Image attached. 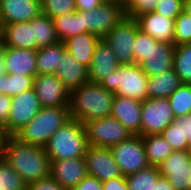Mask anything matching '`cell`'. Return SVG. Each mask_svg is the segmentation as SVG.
<instances>
[{
	"label": "cell",
	"instance_id": "7c38bea8",
	"mask_svg": "<svg viewBox=\"0 0 191 190\" xmlns=\"http://www.w3.org/2000/svg\"><path fill=\"white\" fill-rule=\"evenodd\" d=\"M33 89L41 107H69L70 92L55 74L36 75Z\"/></svg>",
	"mask_w": 191,
	"mask_h": 190
},
{
	"label": "cell",
	"instance_id": "d4e9b609",
	"mask_svg": "<svg viewBox=\"0 0 191 190\" xmlns=\"http://www.w3.org/2000/svg\"><path fill=\"white\" fill-rule=\"evenodd\" d=\"M183 82L174 69L162 72L157 76L148 77V98H168Z\"/></svg>",
	"mask_w": 191,
	"mask_h": 190
},
{
	"label": "cell",
	"instance_id": "7bdbcfd3",
	"mask_svg": "<svg viewBox=\"0 0 191 190\" xmlns=\"http://www.w3.org/2000/svg\"><path fill=\"white\" fill-rule=\"evenodd\" d=\"M71 190H103L102 182L96 177L87 175L78 185Z\"/></svg>",
	"mask_w": 191,
	"mask_h": 190
},
{
	"label": "cell",
	"instance_id": "5b68a950",
	"mask_svg": "<svg viewBox=\"0 0 191 190\" xmlns=\"http://www.w3.org/2000/svg\"><path fill=\"white\" fill-rule=\"evenodd\" d=\"M148 76L139 64H121L100 85L115 95L144 101L147 94Z\"/></svg>",
	"mask_w": 191,
	"mask_h": 190
},
{
	"label": "cell",
	"instance_id": "7402d4cb",
	"mask_svg": "<svg viewBox=\"0 0 191 190\" xmlns=\"http://www.w3.org/2000/svg\"><path fill=\"white\" fill-rule=\"evenodd\" d=\"M0 42L6 47L36 50L33 26L30 22L2 25Z\"/></svg>",
	"mask_w": 191,
	"mask_h": 190
},
{
	"label": "cell",
	"instance_id": "ffe728a7",
	"mask_svg": "<svg viewBox=\"0 0 191 190\" xmlns=\"http://www.w3.org/2000/svg\"><path fill=\"white\" fill-rule=\"evenodd\" d=\"M37 50L4 46L7 74L35 77L37 75Z\"/></svg>",
	"mask_w": 191,
	"mask_h": 190
},
{
	"label": "cell",
	"instance_id": "c3c4849f",
	"mask_svg": "<svg viewBox=\"0 0 191 190\" xmlns=\"http://www.w3.org/2000/svg\"><path fill=\"white\" fill-rule=\"evenodd\" d=\"M7 74L5 60H4V46L0 42V76Z\"/></svg>",
	"mask_w": 191,
	"mask_h": 190
},
{
	"label": "cell",
	"instance_id": "603a6c76",
	"mask_svg": "<svg viewBox=\"0 0 191 190\" xmlns=\"http://www.w3.org/2000/svg\"><path fill=\"white\" fill-rule=\"evenodd\" d=\"M57 78L69 92L88 82V68L79 63L73 55L65 51L61 56L60 67L57 69Z\"/></svg>",
	"mask_w": 191,
	"mask_h": 190
},
{
	"label": "cell",
	"instance_id": "3957f363",
	"mask_svg": "<svg viewBox=\"0 0 191 190\" xmlns=\"http://www.w3.org/2000/svg\"><path fill=\"white\" fill-rule=\"evenodd\" d=\"M87 148L84 124L74 119L59 128L45 146L50 161L85 157Z\"/></svg>",
	"mask_w": 191,
	"mask_h": 190
},
{
	"label": "cell",
	"instance_id": "d6986e66",
	"mask_svg": "<svg viewBox=\"0 0 191 190\" xmlns=\"http://www.w3.org/2000/svg\"><path fill=\"white\" fill-rule=\"evenodd\" d=\"M175 45L157 42L145 59L139 64L148 77L157 76L164 71L173 69Z\"/></svg>",
	"mask_w": 191,
	"mask_h": 190
},
{
	"label": "cell",
	"instance_id": "52a82bcc",
	"mask_svg": "<svg viewBox=\"0 0 191 190\" xmlns=\"http://www.w3.org/2000/svg\"><path fill=\"white\" fill-rule=\"evenodd\" d=\"M124 17L122 2L105 0L96 9L83 12L85 32L97 35L101 39Z\"/></svg>",
	"mask_w": 191,
	"mask_h": 190
},
{
	"label": "cell",
	"instance_id": "4fadbf2b",
	"mask_svg": "<svg viewBox=\"0 0 191 190\" xmlns=\"http://www.w3.org/2000/svg\"><path fill=\"white\" fill-rule=\"evenodd\" d=\"M159 173L166 177L175 190L191 189V158L187 151H174L157 166Z\"/></svg>",
	"mask_w": 191,
	"mask_h": 190
},
{
	"label": "cell",
	"instance_id": "9c48e42d",
	"mask_svg": "<svg viewBox=\"0 0 191 190\" xmlns=\"http://www.w3.org/2000/svg\"><path fill=\"white\" fill-rule=\"evenodd\" d=\"M41 104L34 89L12 96L8 122L3 126L6 137L19 133L41 110Z\"/></svg>",
	"mask_w": 191,
	"mask_h": 190
},
{
	"label": "cell",
	"instance_id": "cb8c5ba5",
	"mask_svg": "<svg viewBox=\"0 0 191 190\" xmlns=\"http://www.w3.org/2000/svg\"><path fill=\"white\" fill-rule=\"evenodd\" d=\"M100 39L97 35L85 32L69 37L63 43L68 53L73 55L79 63L89 68Z\"/></svg>",
	"mask_w": 191,
	"mask_h": 190
},
{
	"label": "cell",
	"instance_id": "816d5d0a",
	"mask_svg": "<svg viewBox=\"0 0 191 190\" xmlns=\"http://www.w3.org/2000/svg\"><path fill=\"white\" fill-rule=\"evenodd\" d=\"M187 154L188 156L191 158V141L188 143V147H187Z\"/></svg>",
	"mask_w": 191,
	"mask_h": 190
},
{
	"label": "cell",
	"instance_id": "83f0119b",
	"mask_svg": "<svg viewBox=\"0 0 191 190\" xmlns=\"http://www.w3.org/2000/svg\"><path fill=\"white\" fill-rule=\"evenodd\" d=\"M148 164L158 166L174 152L170 144L160 134L142 136Z\"/></svg>",
	"mask_w": 191,
	"mask_h": 190
},
{
	"label": "cell",
	"instance_id": "4dcf8cb0",
	"mask_svg": "<svg viewBox=\"0 0 191 190\" xmlns=\"http://www.w3.org/2000/svg\"><path fill=\"white\" fill-rule=\"evenodd\" d=\"M32 76L5 74L0 76V94L17 96L33 88Z\"/></svg>",
	"mask_w": 191,
	"mask_h": 190
},
{
	"label": "cell",
	"instance_id": "ee69618b",
	"mask_svg": "<svg viewBox=\"0 0 191 190\" xmlns=\"http://www.w3.org/2000/svg\"><path fill=\"white\" fill-rule=\"evenodd\" d=\"M174 122L180 127L184 138L191 141V113L175 118Z\"/></svg>",
	"mask_w": 191,
	"mask_h": 190
},
{
	"label": "cell",
	"instance_id": "1f68e13d",
	"mask_svg": "<svg viewBox=\"0 0 191 190\" xmlns=\"http://www.w3.org/2000/svg\"><path fill=\"white\" fill-rule=\"evenodd\" d=\"M173 69L183 83L191 84V43L175 46Z\"/></svg>",
	"mask_w": 191,
	"mask_h": 190
},
{
	"label": "cell",
	"instance_id": "7a4b0ae2",
	"mask_svg": "<svg viewBox=\"0 0 191 190\" xmlns=\"http://www.w3.org/2000/svg\"><path fill=\"white\" fill-rule=\"evenodd\" d=\"M115 94L99 83L86 82L70 92V118L81 123L111 115Z\"/></svg>",
	"mask_w": 191,
	"mask_h": 190
},
{
	"label": "cell",
	"instance_id": "f907efd6",
	"mask_svg": "<svg viewBox=\"0 0 191 190\" xmlns=\"http://www.w3.org/2000/svg\"><path fill=\"white\" fill-rule=\"evenodd\" d=\"M183 12L191 16V0H184Z\"/></svg>",
	"mask_w": 191,
	"mask_h": 190
},
{
	"label": "cell",
	"instance_id": "ac0fdd59",
	"mask_svg": "<svg viewBox=\"0 0 191 190\" xmlns=\"http://www.w3.org/2000/svg\"><path fill=\"white\" fill-rule=\"evenodd\" d=\"M121 64L112 52L110 46L102 38L97 43L93 54L92 63L88 68V80L93 83H101Z\"/></svg>",
	"mask_w": 191,
	"mask_h": 190
},
{
	"label": "cell",
	"instance_id": "836d02e7",
	"mask_svg": "<svg viewBox=\"0 0 191 190\" xmlns=\"http://www.w3.org/2000/svg\"><path fill=\"white\" fill-rule=\"evenodd\" d=\"M28 184L5 161L0 158V190H27Z\"/></svg>",
	"mask_w": 191,
	"mask_h": 190
},
{
	"label": "cell",
	"instance_id": "9a60e30c",
	"mask_svg": "<svg viewBox=\"0 0 191 190\" xmlns=\"http://www.w3.org/2000/svg\"><path fill=\"white\" fill-rule=\"evenodd\" d=\"M50 162V175L65 190L73 189L88 175L85 157Z\"/></svg>",
	"mask_w": 191,
	"mask_h": 190
},
{
	"label": "cell",
	"instance_id": "d6a6232c",
	"mask_svg": "<svg viewBox=\"0 0 191 190\" xmlns=\"http://www.w3.org/2000/svg\"><path fill=\"white\" fill-rule=\"evenodd\" d=\"M168 99L175 118L191 113V84L183 83Z\"/></svg>",
	"mask_w": 191,
	"mask_h": 190
},
{
	"label": "cell",
	"instance_id": "8992f818",
	"mask_svg": "<svg viewBox=\"0 0 191 190\" xmlns=\"http://www.w3.org/2000/svg\"><path fill=\"white\" fill-rule=\"evenodd\" d=\"M84 127L88 146L110 148L133 136L111 115L85 122Z\"/></svg>",
	"mask_w": 191,
	"mask_h": 190
},
{
	"label": "cell",
	"instance_id": "74e56055",
	"mask_svg": "<svg viewBox=\"0 0 191 190\" xmlns=\"http://www.w3.org/2000/svg\"><path fill=\"white\" fill-rule=\"evenodd\" d=\"M158 0H123L122 5L127 17L136 19L138 16L155 11Z\"/></svg>",
	"mask_w": 191,
	"mask_h": 190
},
{
	"label": "cell",
	"instance_id": "8fae6325",
	"mask_svg": "<svg viewBox=\"0 0 191 190\" xmlns=\"http://www.w3.org/2000/svg\"><path fill=\"white\" fill-rule=\"evenodd\" d=\"M113 158L122 176H128L149 166L142 136L133 135L129 139L110 147Z\"/></svg>",
	"mask_w": 191,
	"mask_h": 190
},
{
	"label": "cell",
	"instance_id": "5bb4252c",
	"mask_svg": "<svg viewBox=\"0 0 191 190\" xmlns=\"http://www.w3.org/2000/svg\"><path fill=\"white\" fill-rule=\"evenodd\" d=\"M85 160L87 174L96 177L102 183L122 176L110 148L88 146Z\"/></svg>",
	"mask_w": 191,
	"mask_h": 190
},
{
	"label": "cell",
	"instance_id": "f6af8a7d",
	"mask_svg": "<svg viewBox=\"0 0 191 190\" xmlns=\"http://www.w3.org/2000/svg\"><path fill=\"white\" fill-rule=\"evenodd\" d=\"M103 190H128L125 176L117 177L102 183Z\"/></svg>",
	"mask_w": 191,
	"mask_h": 190
},
{
	"label": "cell",
	"instance_id": "6da1fadb",
	"mask_svg": "<svg viewBox=\"0 0 191 190\" xmlns=\"http://www.w3.org/2000/svg\"><path fill=\"white\" fill-rule=\"evenodd\" d=\"M2 158L27 184L50 175L51 162L45 147L22 142L15 136L5 137Z\"/></svg>",
	"mask_w": 191,
	"mask_h": 190
},
{
	"label": "cell",
	"instance_id": "f1b7e54d",
	"mask_svg": "<svg viewBox=\"0 0 191 190\" xmlns=\"http://www.w3.org/2000/svg\"><path fill=\"white\" fill-rule=\"evenodd\" d=\"M33 26L36 50L41 47H47L59 42L54 27V21L51 17L40 14L30 21Z\"/></svg>",
	"mask_w": 191,
	"mask_h": 190
},
{
	"label": "cell",
	"instance_id": "f546056e",
	"mask_svg": "<svg viewBox=\"0 0 191 190\" xmlns=\"http://www.w3.org/2000/svg\"><path fill=\"white\" fill-rule=\"evenodd\" d=\"M160 175L157 166L149 165L145 169L125 176L128 190H154V184Z\"/></svg>",
	"mask_w": 191,
	"mask_h": 190
},
{
	"label": "cell",
	"instance_id": "2e32d148",
	"mask_svg": "<svg viewBox=\"0 0 191 190\" xmlns=\"http://www.w3.org/2000/svg\"><path fill=\"white\" fill-rule=\"evenodd\" d=\"M42 13L40 0H0V23L30 22Z\"/></svg>",
	"mask_w": 191,
	"mask_h": 190
},
{
	"label": "cell",
	"instance_id": "ab89813d",
	"mask_svg": "<svg viewBox=\"0 0 191 190\" xmlns=\"http://www.w3.org/2000/svg\"><path fill=\"white\" fill-rule=\"evenodd\" d=\"M184 0H158L155 12L164 17L174 19L183 12Z\"/></svg>",
	"mask_w": 191,
	"mask_h": 190
},
{
	"label": "cell",
	"instance_id": "30bf717a",
	"mask_svg": "<svg viewBox=\"0 0 191 190\" xmlns=\"http://www.w3.org/2000/svg\"><path fill=\"white\" fill-rule=\"evenodd\" d=\"M141 136L161 134L175 120L168 98L142 101Z\"/></svg>",
	"mask_w": 191,
	"mask_h": 190
},
{
	"label": "cell",
	"instance_id": "f35d334b",
	"mask_svg": "<svg viewBox=\"0 0 191 190\" xmlns=\"http://www.w3.org/2000/svg\"><path fill=\"white\" fill-rule=\"evenodd\" d=\"M174 151H186L189 141L184 138L180 127L173 121L161 134Z\"/></svg>",
	"mask_w": 191,
	"mask_h": 190
},
{
	"label": "cell",
	"instance_id": "44dd1931",
	"mask_svg": "<svg viewBox=\"0 0 191 190\" xmlns=\"http://www.w3.org/2000/svg\"><path fill=\"white\" fill-rule=\"evenodd\" d=\"M139 29L149 34L158 42L173 43L175 20L153 12L142 14L136 18Z\"/></svg>",
	"mask_w": 191,
	"mask_h": 190
},
{
	"label": "cell",
	"instance_id": "277c9868",
	"mask_svg": "<svg viewBox=\"0 0 191 190\" xmlns=\"http://www.w3.org/2000/svg\"><path fill=\"white\" fill-rule=\"evenodd\" d=\"M70 119L69 107H42L15 137L22 142L45 147L53 134Z\"/></svg>",
	"mask_w": 191,
	"mask_h": 190
},
{
	"label": "cell",
	"instance_id": "e0dca14e",
	"mask_svg": "<svg viewBox=\"0 0 191 190\" xmlns=\"http://www.w3.org/2000/svg\"><path fill=\"white\" fill-rule=\"evenodd\" d=\"M142 101L115 95L111 116L116 118L133 135L141 136Z\"/></svg>",
	"mask_w": 191,
	"mask_h": 190
},
{
	"label": "cell",
	"instance_id": "681fc988",
	"mask_svg": "<svg viewBox=\"0 0 191 190\" xmlns=\"http://www.w3.org/2000/svg\"><path fill=\"white\" fill-rule=\"evenodd\" d=\"M5 137L6 136L3 131V127H0V158H2V155H3V146H4Z\"/></svg>",
	"mask_w": 191,
	"mask_h": 190
},
{
	"label": "cell",
	"instance_id": "b9f144b4",
	"mask_svg": "<svg viewBox=\"0 0 191 190\" xmlns=\"http://www.w3.org/2000/svg\"><path fill=\"white\" fill-rule=\"evenodd\" d=\"M11 104L12 96L0 94V125L2 127L8 122Z\"/></svg>",
	"mask_w": 191,
	"mask_h": 190
},
{
	"label": "cell",
	"instance_id": "7dc6e473",
	"mask_svg": "<svg viewBox=\"0 0 191 190\" xmlns=\"http://www.w3.org/2000/svg\"><path fill=\"white\" fill-rule=\"evenodd\" d=\"M154 190H175L170 181L160 175L157 182L154 184Z\"/></svg>",
	"mask_w": 191,
	"mask_h": 190
},
{
	"label": "cell",
	"instance_id": "60d3db41",
	"mask_svg": "<svg viewBox=\"0 0 191 190\" xmlns=\"http://www.w3.org/2000/svg\"><path fill=\"white\" fill-rule=\"evenodd\" d=\"M27 190H65L51 175L28 184Z\"/></svg>",
	"mask_w": 191,
	"mask_h": 190
},
{
	"label": "cell",
	"instance_id": "8d00e7d4",
	"mask_svg": "<svg viewBox=\"0 0 191 190\" xmlns=\"http://www.w3.org/2000/svg\"><path fill=\"white\" fill-rule=\"evenodd\" d=\"M158 41L147 33H144L141 29H137L136 38L134 43V64H140L145 56L148 55L152 44H156Z\"/></svg>",
	"mask_w": 191,
	"mask_h": 190
},
{
	"label": "cell",
	"instance_id": "bcb514c9",
	"mask_svg": "<svg viewBox=\"0 0 191 190\" xmlns=\"http://www.w3.org/2000/svg\"><path fill=\"white\" fill-rule=\"evenodd\" d=\"M105 0H75L76 11L86 12L92 9H96Z\"/></svg>",
	"mask_w": 191,
	"mask_h": 190
},
{
	"label": "cell",
	"instance_id": "e575fe53",
	"mask_svg": "<svg viewBox=\"0 0 191 190\" xmlns=\"http://www.w3.org/2000/svg\"><path fill=\"white\" fill-rule=\"evenodd\" d=\"M40 3L42 14L52 19L76 11L75 0H40Z\"/></svg>",
	"mask_w": 191,
	"mask_h": 190
},
{
	"label": "cell",
	"instance_id": "ba28073f",
	"mask_svg": "<svg viewBox=\"0 0 191 190\" xmlns=\"http://www.w3.org/2000/svg\"><path fill=\"white\" fill-rule=\"evenodd\" d=\"M138 28L136 19L126 16L103 37L120 64H134V43Z\"/></svg>",
	"mask_w": 191,
	"mask_h": 190
},
{
	"label": "cell",
	"instance_id": "484cf974",
	"mask_svg": "<svg viewBox=\"0 0 191 190\" xmlns=\"http://www.w3.org/2000/svg\"><path fill=\"white\" fill-rule=\"evenodd\" d=\"M66 51L63 42L37 49V75L56 74L60 67L61 56Z\"/></svg>",
	"mask_w": 191,
	"mask_h": 190
},
{
	"label": "cell",
	"instance_id": "d590c367",
	"mask_svg": "<svg viewBox=\"0 0 191 190\" xmlns=\"http://www.w3.org/2000/svg\"><path fill=\"white\" fill-rule=\"evenodd\" d=\"M191 43V16L181 12L175 18L174 40L175 46Z\"/></svg>",
	"mask_w": 191,
	"mask_h": 190
},
{
	"label": "cell",
	"instance_id": "4316f807",
	"mask_svg": "<svg viewBox=\"0 0 191 190\" xmlns=\"http://www.w3.org/2000/svg\"><path fill=\"white\" fill-rule=\"evenodd\" d=\"M53 21L56 35L60 42L65 41L69 37L85 33L83 12L81 11L54 17Z\"/></svg>",
	"mask_w": 191,
	"mask_h": 190
}]
</instances>
